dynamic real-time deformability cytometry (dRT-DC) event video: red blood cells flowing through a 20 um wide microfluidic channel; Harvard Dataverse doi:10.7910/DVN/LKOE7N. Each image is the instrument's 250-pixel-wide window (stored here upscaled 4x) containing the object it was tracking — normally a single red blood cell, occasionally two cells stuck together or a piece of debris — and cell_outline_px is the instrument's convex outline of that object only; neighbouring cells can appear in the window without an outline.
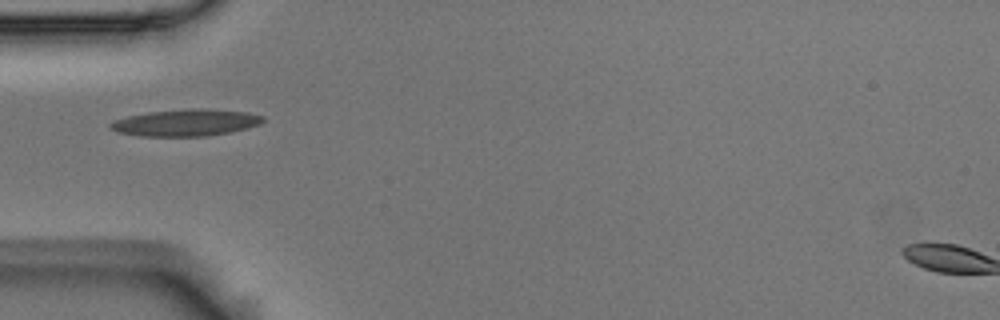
{"species": "Egyptian fruit bat (a non-hibernating species)", "species_latin": "Rousettus aegyptiacus", "temperature_condition": "room temperature", "stored_images_in_passage": 3, "camera_frame_rate_fps": 3000, "um_per_image_px": 0.085, "animal": {"sex": "male"}, "frame": {"image": 1, "passage_image": 1, "time_ms": 0.0, "image_size_px": [1000, 320], "cell_outline_px": [[264, 120], [260, 124], [248, 128], [228, 132], [204, 136], [140, 136], [116, 132], [108, 128], [108, 124], [112, 120], [128, 116], [148, 112], [192, 108], [200, 108], [248, 112], [264, 116]], "centroid_in_image_um": [15.75, 10.42], "position_along_channel_um": 69.2, "area_um2": 23.93}}
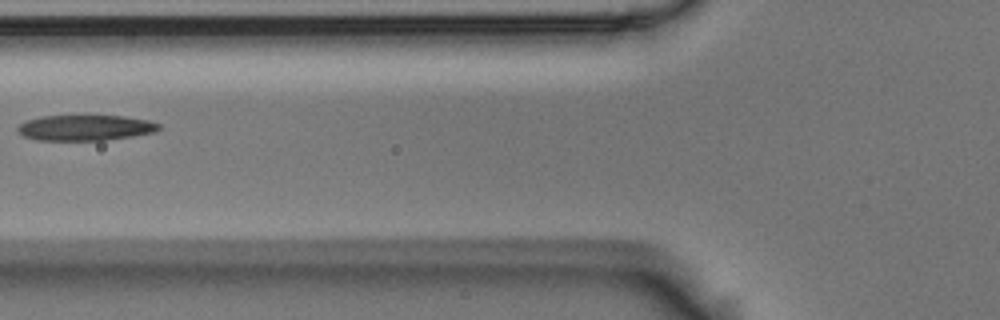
{"frame": {"image": 2, "passage_image": 2, "time_ms": 0.333, "image_size_px": [1000, 320], "cell_outline_px": [[160, 128], [156, 132], [132, 136], [104, 140], [36, 140], [24, 136], [16, 128], [20, 124], [28, 120], [40, 116], [124, 116], [148, 120], [160, 124]], "centroid_in_image_um": [7.27, 10.86], "position_along_channel_um": 118.5, "area_um2": 20.92}}
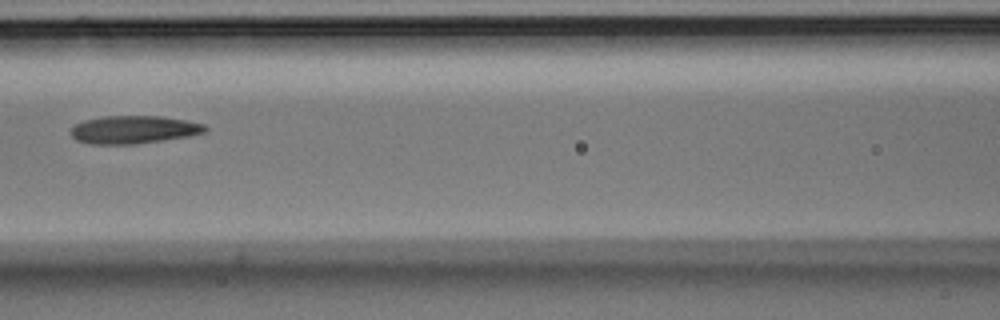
{"frame": {"image": 3, "passage_image": 3, "time_ms": 0.667, "image_size_px": [1000, 320], "cell_outline_px": [[208, 128], [204, 132], [188, 136], [132, 144], [92, 144], [76, 140], [72, 136], [72, 128], [76, 124], [84, 120], [104, 116], [164, 116], [188, 120], [204, 124]], "centroid_in_image_um": [11.38, 11.0], "position_along_channel_um": 155.2, "area_um2": 21.68}}